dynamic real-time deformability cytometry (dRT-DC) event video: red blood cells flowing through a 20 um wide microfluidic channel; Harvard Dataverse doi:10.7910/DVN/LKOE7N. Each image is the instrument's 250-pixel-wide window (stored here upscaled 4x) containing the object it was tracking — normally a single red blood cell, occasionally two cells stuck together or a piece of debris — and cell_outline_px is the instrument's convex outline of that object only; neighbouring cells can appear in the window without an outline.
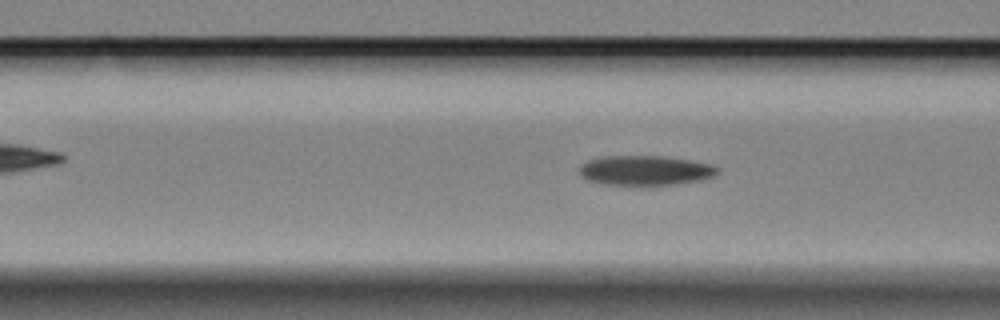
{"species": "Egyptian fruit bat (a non-hibernating species)", "species_latin": "Rousettus aegyptiacus", "temperature_condition": "cold", "stored_images_in_passage": 37, "camera_frame_rate_fps": 3000, "um_per_image_px": 0.085, "animal": {"sex": "female"}, "frame": {"image": 1, "passage_image": 8, "time_ms": 2.333, "image_size_px": [1000, 320], "cell_outline_px": [[720, 172], [712, 176], [700, 180], [672, 184], [604, 184], [588, 180], [580, 176], [580, 164], [588, 160], [604, 156], [660, 156], [688, 160], [712, 164], [720, 168]], "centroid_in_image_um": [54.84, 14.47], "position_along_channel_um": 111.8, "area_um2": 23.64}}
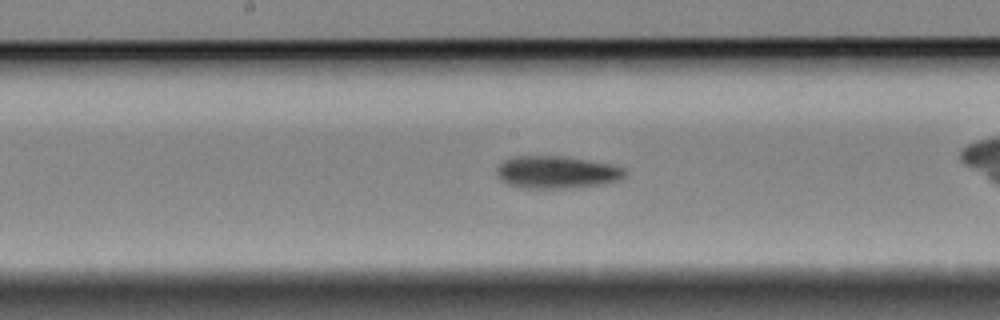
{"frame": {"image": 2, "passage_image": 16, "time_ms": 5.0, "image_size_px": [1000, 320], "cell_outline_px": [[628, 172], [620, 180], [604, 184], [572, 188], [520, 188], [508, 184], [500, 180], [496, 172], [496, 168], [504, 160], [516, 156], [564, 156], [612, 164], [624, 168]], "centroid_in_image_um": [47.33, 14.64], "position_along_channel_um": 200.9, "area_um2": 24.51}}
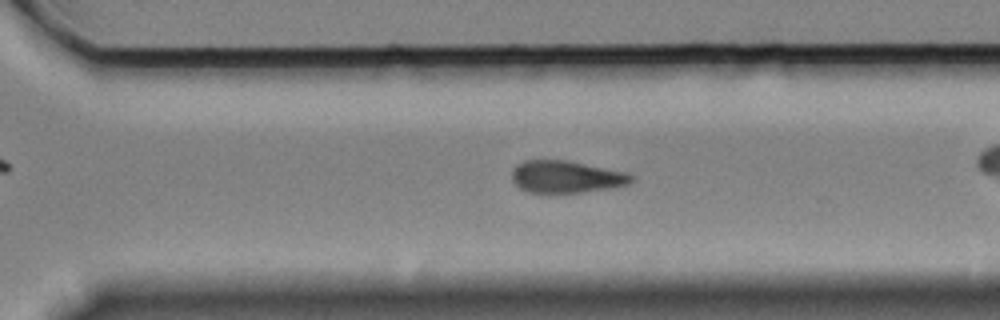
{"frame": {"image": 3, "passage_image": 27, "time_ms": 8.667, "image_size_px": [1000, 320], "cell_outline_px": [[636, 180], [632, 184], [612, 188], [556, 196], [528, 192], [520, 188], [512, 180], [512, 168], [516, 164], [524, 160], [568, 160], [628, 172], [636, 176]], "centroid_in_image_um": [48.17, 15.06], "position_along_channel_um": 322.4, "area_um2": 23.64}, "authors_computed_cell_mechanics": {"area_um2": 23.6402, "velocity_mm_per_s": 3.3235, "shape_relaxation_time_tau1_ms": 5.6823, "shape_relaxation_time_tau2_ms": null, "deformation_change_tau1": 0.1287, "deformation_change_tau2": null}}